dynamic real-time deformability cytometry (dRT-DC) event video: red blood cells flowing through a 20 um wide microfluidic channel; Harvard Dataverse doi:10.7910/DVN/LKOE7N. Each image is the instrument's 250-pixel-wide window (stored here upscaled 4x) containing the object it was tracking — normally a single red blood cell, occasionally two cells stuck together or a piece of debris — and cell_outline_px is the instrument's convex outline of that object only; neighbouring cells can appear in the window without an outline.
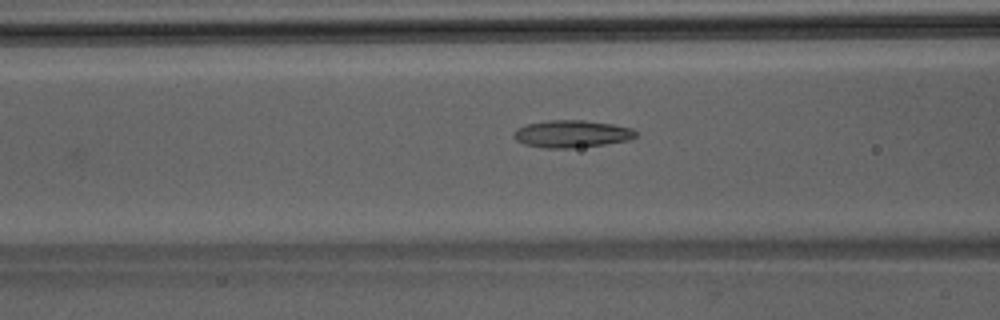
{"species": "Egyptian fruit bat (a non-hibernating species)", "species_latin": "Rousettus aegyptiacus", "temperature_condition": "room temperature", "stored_images_in_passage": 11, "camera_frame_rate_fps": 3000, "um_per_image_px": 0.085, "animal": {"sex": "male"}, "frame": {"image": 1, "passage_image": 4, "time_ms": 1.0, "image_size_px": [1000, 320], "cell_outline_px": [[636, 136], [628, 140], [604, 144], [572, 148], [544, 148], [524, 144], [516, 140], [512, 136], [512, 132], [516, 128], [528, 124], [548, 120], [584, 120], [612, 124], [632, 128], [636, 132]], "centroid_in_image_um": [48.55, 11.38], "position_along_channel_um": 118.0, "area_um2": 19.42}}
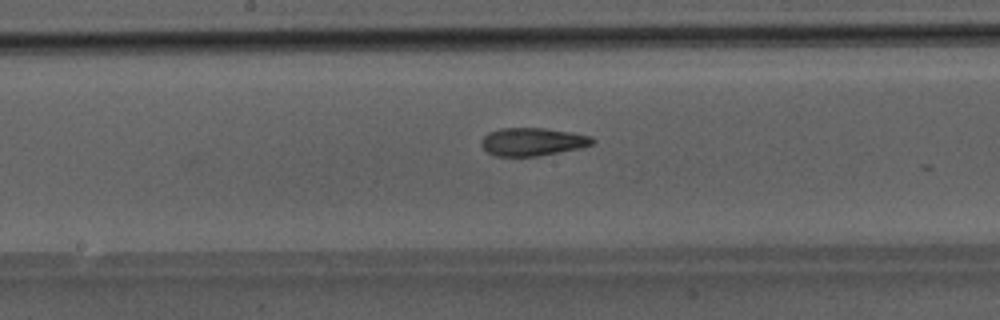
{"frame": {"image": 2, "passage_image": 10, "time_ms": 3.0, "image_size_px": [1000, 320], "cell_outline_px": [[596, 140], [592, 144], [580, 148], [536, 156], [496, 156], [488, 152], [480, 144], [480, 140], [488, 132], [500, 128], [544, 128], [572, 132], [592, 136]], "centroid_in_image_um": [45.26, 12.04], "position_along_channel_um": 202.9, "area_um2": 18.15}}